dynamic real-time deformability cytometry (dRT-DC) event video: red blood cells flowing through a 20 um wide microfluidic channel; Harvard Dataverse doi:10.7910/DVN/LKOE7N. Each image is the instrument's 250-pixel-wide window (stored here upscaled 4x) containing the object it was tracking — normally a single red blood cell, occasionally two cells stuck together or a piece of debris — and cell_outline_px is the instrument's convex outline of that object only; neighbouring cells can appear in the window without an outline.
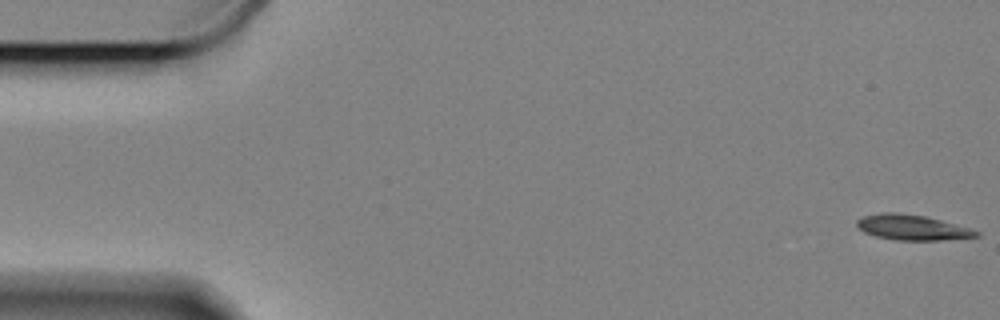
{"species": "Egyptian fruit bat (a non-hibernating species)", "species_latin": "Rousettus aegyptiacus", "temperature_condition": "cold", "stored_images_in_passage": 61, "camera_frame_rate_fps": 3000, "um_per_image_px": 0.085, "animal": {"sex": "female"}, "frame": {"image": 1, "passage_image": 1, "time_ms": 0.0, "image_size_px": [1000, 320], "cell_outline_px": [[980, 236], [940, 240], [896, 240], [876, 236], [864, 232], [856, 224], [856, 220], [864, 216], [884, 212], [896, 212], [924, 216], [940, 220], [968, 228], [980, 232]], "centroid_in_image_um": [77.51, 19.33], "position_along_channel_um": 7.5, "area_um2": 17.28}}
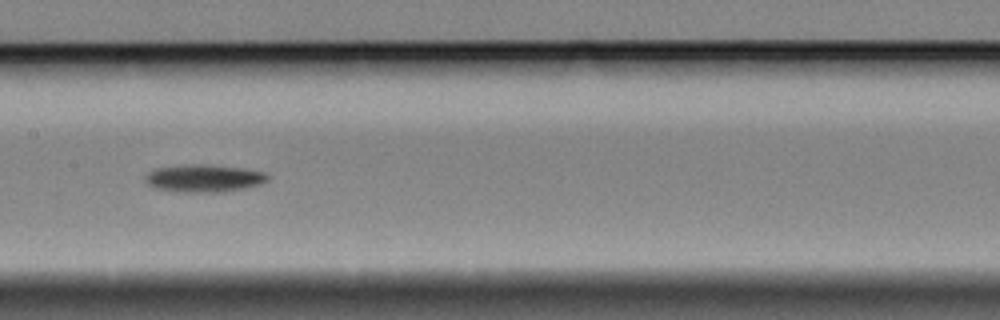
{"frame": {"image": 2, "passage_image": 29, "time_ms": 9.333, "image_size_px": [1000, 320], "cell_outline_px": [[268, 180], [256, 184], [224, 192], [176, 192], [156, 188], [148, 184], [144, 180], [144, 176], [148, 172], [156, 168], [192, 164], [200, 164], [244, 168], [264, 172], [268, 176]], "centroid_in_image_um": [17.27, 15.15], "position_along_channel_um": 190.1, "area_um2": 19.42}}
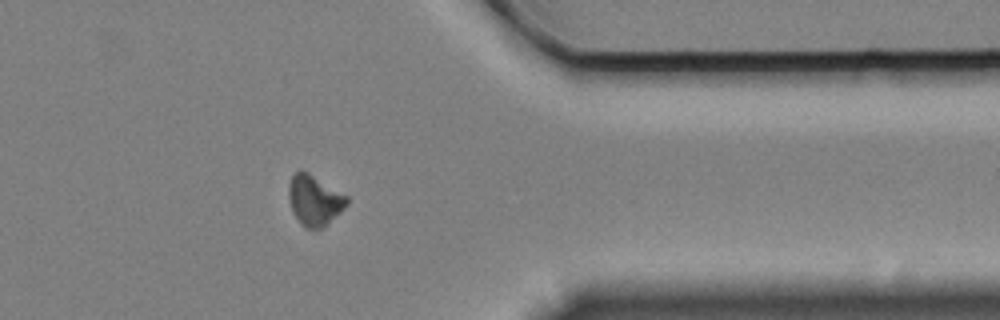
{"frame": {"image": 3, "passage_image": 48, "time_ms": 15.667, "image_size_px": [1000, 320], "cell_outline_px": [[348, 204], [324, 228], [304, 228], [300, 224], [292, 212], [288, 196], [288, 184], [292, 176], [296, 172], [308, 172], [348, 196]], "centroid_in_image_um": [26.72, 17.05], "position_along_channel_um": 384.7, "area_um2": 17.11}, "authors_computed_cell_mechanics": {"area_um2": 17.7446, "velocity_mm_per_s": 3.3095, "shape_relaxation_time_tau1_ms": 2.0175, "shape_relaxation_time_tau2_ms": null, "deformation_change_tau1": 0.114, "deformation_change_tau2": null}}